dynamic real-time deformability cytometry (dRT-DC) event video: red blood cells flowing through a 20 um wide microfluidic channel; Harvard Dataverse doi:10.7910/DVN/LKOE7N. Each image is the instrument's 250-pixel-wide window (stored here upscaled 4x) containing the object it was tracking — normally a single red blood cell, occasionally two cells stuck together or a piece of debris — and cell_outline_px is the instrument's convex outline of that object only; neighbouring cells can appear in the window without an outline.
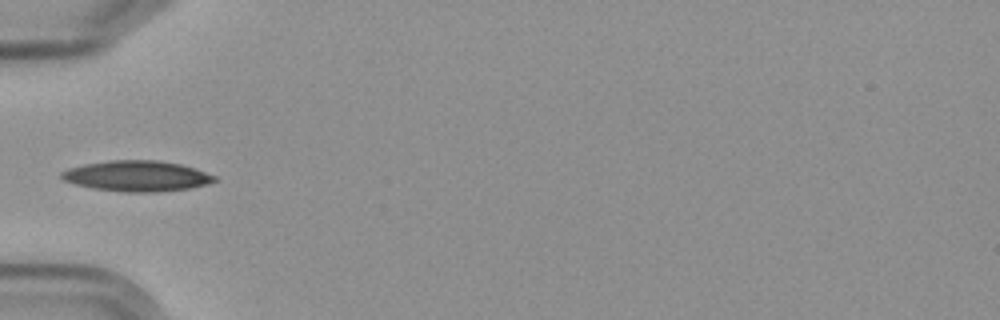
{"species": "Egyptian fruit bat (a non-hibernating species)", "species_latin": "Rousettus aegyptiacus", "temperature_condition": "cold", "stored_images_in_passage": 5, "camera_frame_rate_fps": 3000, "um_per_image_px": 0.085, "frame": {"image": 1, "passage_image": 5, "time_ms": 4.667, "image_size_px": [1000, 320], "cell_outline_px": [[216, 180], [204, 184], [188, 188], [156, 192], [120, 192], [92, 188], [76, 184], [64, 180], [60, 176], [60, 172], [68, 168], [84, 164], [112, 160], [156, 160], [180, 164], [216, 176]], "centroid_in_image_um": [11.57, 14.96], "position_along_channel_um": 73.4, "area_um2": 27.05}}